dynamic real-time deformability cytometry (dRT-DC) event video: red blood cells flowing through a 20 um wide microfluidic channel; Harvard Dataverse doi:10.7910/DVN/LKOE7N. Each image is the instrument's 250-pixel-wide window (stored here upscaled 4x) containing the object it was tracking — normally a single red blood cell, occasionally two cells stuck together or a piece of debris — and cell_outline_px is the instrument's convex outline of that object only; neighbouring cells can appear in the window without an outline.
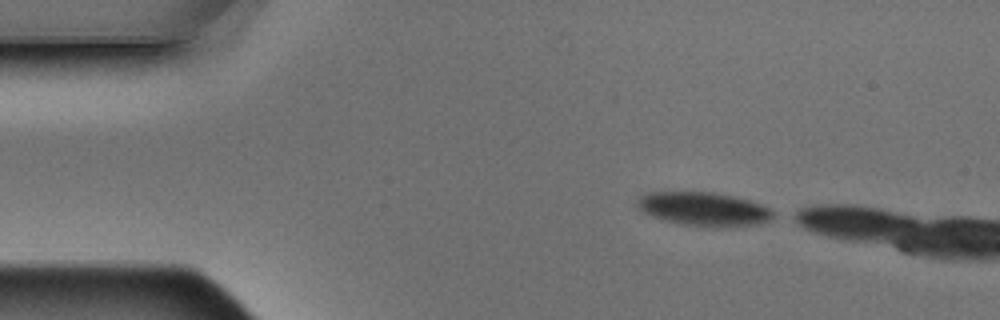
{"species": "Egyptian fruit bat (a non-hibernating species)", "species_latin": "Rousettus aegyptiacus", "temperature_condition": "warm", "stored_images_in_passage": 3, "camera_frame_rate_fps": 3000, "um_per_image_px": 0.085, "animal": {"sex": "male"}, "frame": {"image": 1, "passage_image": 1, "time_ms": 0.0, "image_size_px": [1000, 320], "cell_outline_px": [[780, 216], [772, 220], [760, 224], [720, 228], [712, 228], [684, 224], [664, 220], [652, 216], [644, 212], [636, 204], [636, 200], [640, 196], [648, 192], [712, 192], [736, 196], [760, 204], [776, 212]], "centroid_in_image_um": [59.91, 17.78], "position_along_channel_um": 25.1, "area_um2": 27.17}}